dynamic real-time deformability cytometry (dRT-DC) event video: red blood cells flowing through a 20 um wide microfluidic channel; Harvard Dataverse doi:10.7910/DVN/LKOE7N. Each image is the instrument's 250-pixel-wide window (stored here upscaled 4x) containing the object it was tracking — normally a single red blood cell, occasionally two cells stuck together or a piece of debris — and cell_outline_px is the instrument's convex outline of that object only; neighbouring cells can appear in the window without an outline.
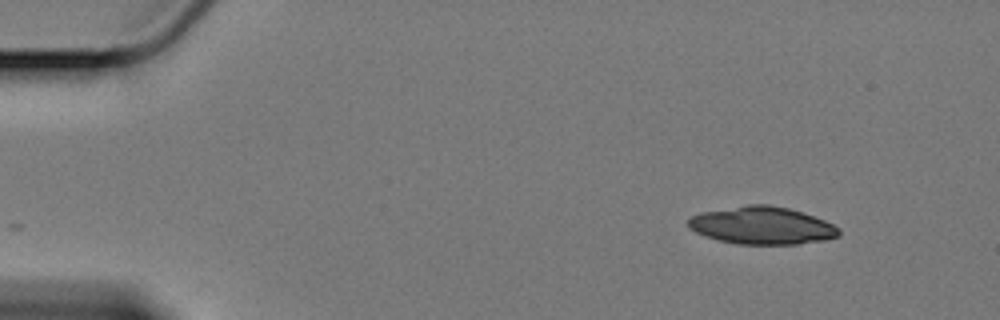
{"species": "Egyptian fruit bat (a non-hibernating species)", "species_latin": "Rousettus aegyptiacus", "temperature_condition": "cold", "stored_images_in_passage": 16, "camera_frame_rate_fps": 3000, "um_per_image_px": 0.085, "animal": {"sex": "female"}, "frame": {"image": 1, "passage_image": 1, "time_ms": 0.0, "image_size_px": [1000, 320], "cell_outline_px": [[840, 236], [824, 240], [796, 244], [736, 244], [704, 236], [688, 228], [688, 220], [692, 216], [700, 212], [748, 204], [768, 204], [788, 208], [824, 220], [840, 228]], "centroid_in_image_um": [64.75, 19.17], "position_along_channel_um": 20.2, "area_um2": 32.95}}